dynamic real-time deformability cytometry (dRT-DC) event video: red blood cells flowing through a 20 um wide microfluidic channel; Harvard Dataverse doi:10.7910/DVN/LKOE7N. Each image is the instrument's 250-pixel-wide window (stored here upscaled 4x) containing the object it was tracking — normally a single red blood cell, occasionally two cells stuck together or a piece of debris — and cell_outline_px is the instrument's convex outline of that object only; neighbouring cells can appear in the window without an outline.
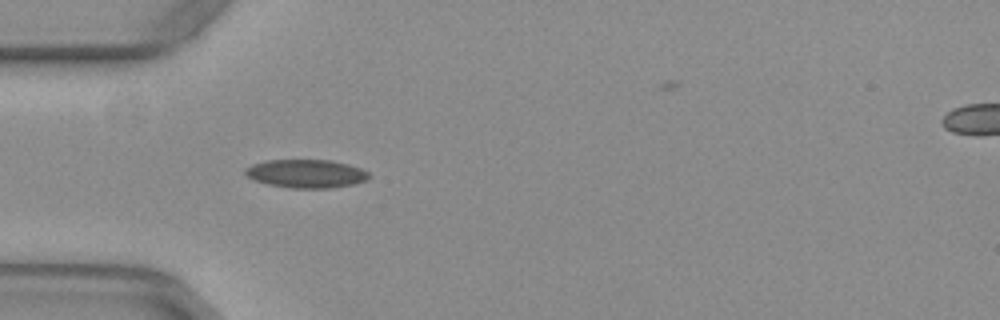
{"species": "common noctule bat (a hibernating species)", "species_latin": "Nyctalus noctula", "temperature_condition": "warm", "stored_images_in_passage": 36, "camera_frame_rate_fps": 3000, "um_per_image_px": 0.085, "animal": {"sex": "female", "body_mass_g": 29.2, "forearm_length_mm": 56.3}, "frame": {"image": 1, "passage_image": 4, "time_ms": 1.0, "image_size_px": [1000, 320], "cell_outline_px": [[372, 176], [368, 180], [356, 184], [332, 188], [292, 188], [268, 184], [252, 180], [244, 172], [244, 168], [252, 164], [268, 160], [332, 160], [348, 164], [360, 168], [368, 172]], "centroid_in_image_um": [26.05, 14.76], "position_along_channel_um": 58.9, "area_um2": 20.69}}
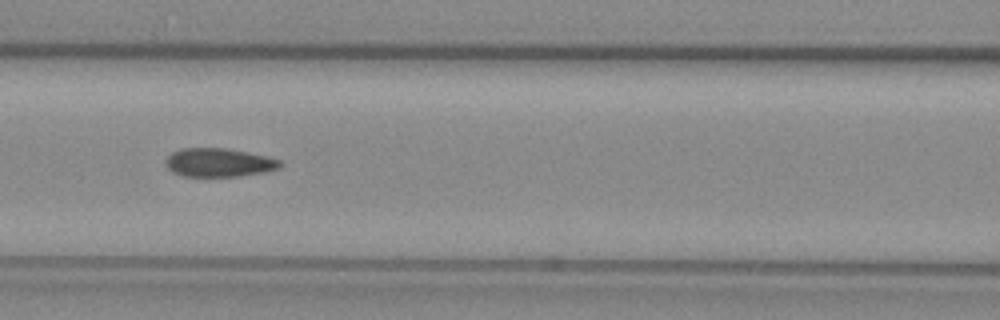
{"frame": {"image": 2, "passage_image": 11, "time_ms": 3.333, "image_size_px": [1000, 320], "cell_outline_px": [[284, 164], [280, 168], [264, 172], [240, 176], [184, 176], [172, 172], [164, 164], [164, 160], [172, 152], [180, 148], [224, 148], [264, 156], [280, 160]], "centroid_in_image_um": [18.57, 13.82], "position_along_channel_um": 148.0, "area_um2": 19.02}}
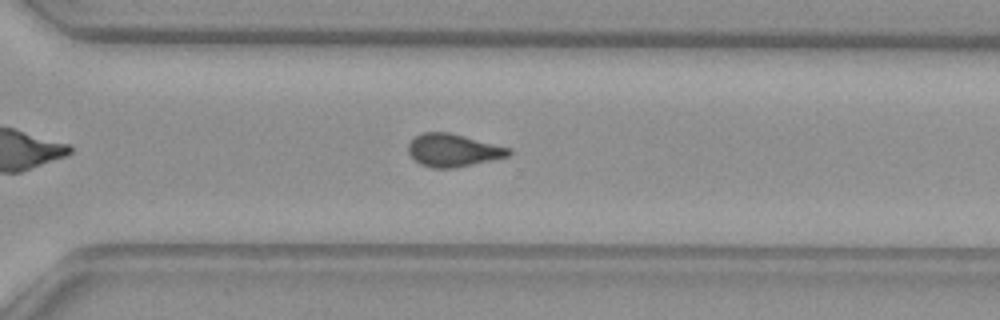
{"frame": {"image": 3, "passage_image": 25, "time_ms": 8.0, "image_size_px": [1000, 320], "cell_outline_px": [[512, 156], [456, 168], [432, 168], [420, 164], [408, 152], [408, 144], [416, 136], [424, 132], [448, 132], [512, 148]], "centroid_in_image_um": [38.57, 12.78], "position_along_channel_um": 332.0, "area_um2": 19.31}, "authors_computed_cell_mechanics": {"area_um2": 19.3919, "velocity_mm_per_s": 3.9598, "shape_relaxation_time_tau1_ms": null, "shape_relaxation_time_tau2_ms": 2.0935, "deformation_change_tau1": null, "deformation_change_tau2": 0.0571}}